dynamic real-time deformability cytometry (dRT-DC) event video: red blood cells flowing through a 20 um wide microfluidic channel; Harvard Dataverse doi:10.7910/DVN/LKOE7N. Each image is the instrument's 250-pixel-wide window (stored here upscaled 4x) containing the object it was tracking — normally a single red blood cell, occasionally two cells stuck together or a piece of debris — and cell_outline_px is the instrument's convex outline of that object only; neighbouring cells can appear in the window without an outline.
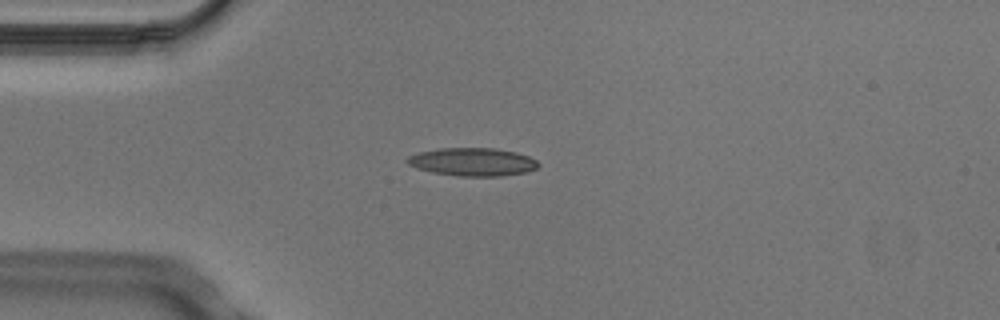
{"species": "Egyptian fruit bat (a non-hibernating species)", "species_latin": "Rousettus aegyptiacus", "temperature_condition": "cold", "stored_images_in_passage": 6, "camera_frame_rate_fps": 3000, "um_per_image_px": 0.085, "animal": {"sex": "male"}, "frame": {"image": 1, "passage_image": 3, "time_ms": 0.667, "image_size_px": [1000, 320], "cell_outline_px": [[540, 164], [536, 168], [524, 172], [500, 176], [460, 176], [432, 172], [416, 168], [408, 164], [404, 160], [408, 156], [420, 152], [436, 148], [496, 148], [516, 152], [528, 156], [536, 160]], "centroid_in_image_um": [40.14, 13.75], "position_along_channel_um": 44.9, "area_um2": 21.44}}
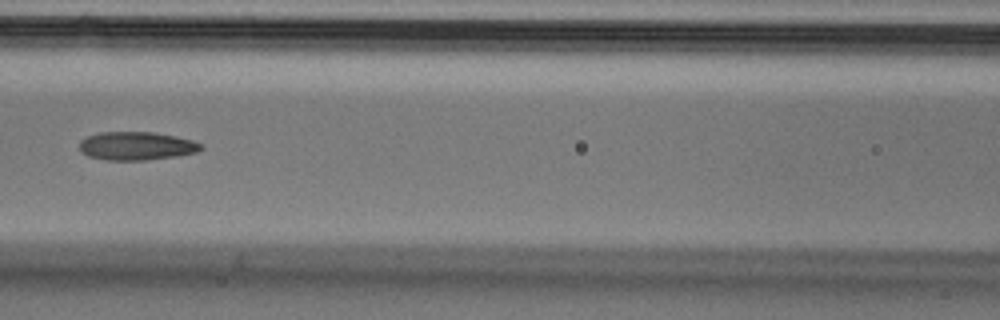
{"frame": {"image": 2, "passage_image": 6, "time_ms": 1.667, "image_size_px": [1000, 320], "cell_outline_px": [[204, 148], [196, 152], [176, 156], [148, 160], [104, 160], [88, 156], [80, 152], [80, 140], [88, 136], [100, 132], [152, 132], [176, 136], [192, 140], [204, 144]], "centroid_in_image_um": [11.61, 12.41], "position_along_channel_um": 155.0, "area_um2": 20.23}}